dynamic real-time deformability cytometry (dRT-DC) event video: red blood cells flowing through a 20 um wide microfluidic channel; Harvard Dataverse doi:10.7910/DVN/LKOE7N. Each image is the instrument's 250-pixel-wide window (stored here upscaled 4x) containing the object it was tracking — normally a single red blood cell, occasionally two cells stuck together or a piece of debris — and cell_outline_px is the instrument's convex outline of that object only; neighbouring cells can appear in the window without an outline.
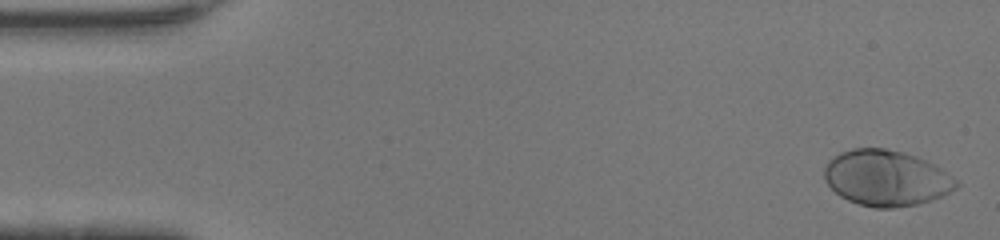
{"species": "human", "species_latin": "Homo sapiens", "temperature_condition": "warm", "stored_images_in_passage": 46, "camera_frame_rate_fps": 3000, "um_per_image_px": 0.085, "donor": {"sex": "female"}, "frame": {"image": 1, "passage_image": 1, "time_ms": 0.0, "image_size_px": [1000, 240], "cell_outline_px": [[960, 184], [956, 188], [932, 200], [916, 204], [892, 208], [876, 208], [860, 204], [848, 200], [840, 196], [824, 180], [824, 168], [828, 160], [840, 152], [852, 148], [884, 148], [904, 152], [916, 156], [940, 168], [952, 176]], "centroid_in_image_um": [75.3, 15.12], "position_along_channel_um": 9.7, "area_um2": 42.71}}
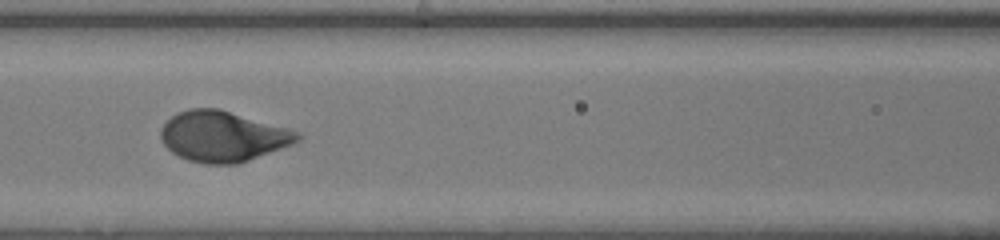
{"frame": {"image": 2, "passage_image": 20, "time_ms": 6.333, "image_size_px": [1000, 240], "cell_outline_px": [[304, 136], [296, 144], [236, 164], [204, 164], [188, 160], [172, 152], [164, 144], [160, 136], [160, 128], [176, 112], [188, 108], [220, 108], [288, 128], [300, 132]], "centroid_in_image_um": [18.98, 11.58], "position_along_channel_um": 147.6, "area_um2": 40.63}}
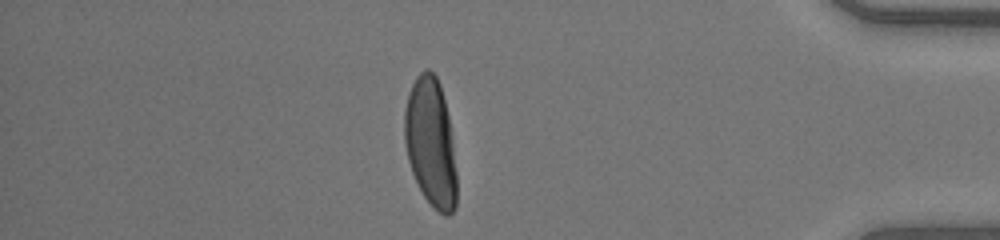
{"frame": {"image": 3, "passage_image": 40, "time_ms": 13.0, "image_size_px": [1000, 240], "cell_outline_px": [[456, 208], [448, 216], [444, 216], [424, 196], [412, 172], [408, 160], [404, 144], [404, 112], [408, 92], [416, 76], [424, 68], [428, 68], [436, 76], [440, 84], [448, 116], [452, 140], [456, 172]], "centroid_in_image_um": [36.59, 12.09], "position_along_channel_um": 398.6, "area_um2": 39.02}, "authors_computed_cell_mechanics": {"area_um2": 40.1132, "velocity_mm_per_s": 4.3611, "shape_relaxation_time_tau1_ms": 2.2068, "shape_relaxation_time_tau2_ms": null, "deformation_change_tau1": 0.1929, "deformation_change_tau2": null}}